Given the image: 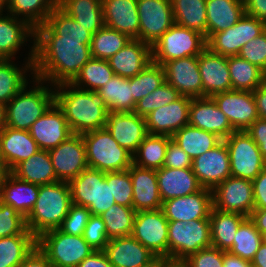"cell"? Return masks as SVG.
I'll return each instance as SVG.
<instances>
[{
    "label": "cell",
    "instance_id": "obj_1",
    "mask_svg": "<svg viewBox=\"0 0 266 267\" xmlns=\"http://www.w3.org/2000/svg\"><path fill=\"white\" fill-rule=\"evenodd\" d=\"M91 44L60 39L46 24L35 28L33 75L56 86L71 83L92 58Z\"/></svg>",
    "mask_w": 266,
    "mask_h": 267
},
{
    "label": "cell",
    "instance_id": "obj_2",
    "mask_svg": "<svg viewBox=\"0 0 266 267\" xmlns=\"http://www.w3.org/2000/svg\"><path fill=\"white\" fill-rule=\"evenodd\" d=\"M54 88L55 103L63 114L73 134L106 127L110 112L105 100L98 91H88L71 83H62Z\"/></svg>",
    "mask_w": 266,
    "mask_h": 267
},
{
    "label": "cell",
    "instance_id": "obj_3",
    "mask_svg": "<svg viewBox=\"0 0 266 267\" xmlns=\"http://www.w3.org/2000/svg\"><path fill=\"white\" fill-rule=\"evenodd\" d=\"M71 204L68 182L57 181L39 185L35 205L26 217L27 229L36 238L47 231L58 229L67 216Z\"/></svg>",
    "mask_w": 266,
    "mask_h": 267
},
{
    "label": "cell",
    "instance_id": "obj_4",
    "mask_svg": "<svg viewBox=\"0 0 266 267\" xmlns=\"http://www.w3.org/2000/svg\"><path fill=\"white\" fill-rule=\"evenodd\" d=\"M32 82L35 86L27 89L28 84L6 104L5 126L13 129L29 130L31 125L55 103L53 85L36 77ZM48 86V87H47ZM52 88V89H51Z\"/></svg>",
    "mask_w": 266,
    "mask_h": 267
},
{
    "label": "cell",
    "instance_id": "obj_5",
    "mask_svg": "<svg viewBox=\"0 0 266 267\" xmlns=\"http://www.w3.org/2000/svg\"><path fill=\"white\" fill-rule=\"evenodd\" d=\"M89 168L102 172L128 170L133 164V155L102 128L82 133Z\"/></svg>",
    "mask_w": 266,
    "mask_h": 267
},
{
    "label": "cell",
    "instance_id": "obj_6",
    "mask_svg": "<svg viewBox=\"0 0 266 267\" xmlns=\"http://www.w3.org/2000/svg\"><path fill=\"white\" fill-rule=\"evenodd\" d=\"M206 47L204 35L175 23L151 46L152 61L163 65L174 59L199 56Z\"/></svg>",
    "mask_w": 266,
    "mask_h": 267
},
{
    "label": "cell",
    "instance_id": "obj_7",
    "mask_svg": "<svg viewBox=\"0 0 266 267\" xmlns=\"http://www.w3.org/2000/svg\"><path fill=\"white\" fill-rule=\"evenodd\" d=\"M37 246L54 267H77L95 251L83 236L69 235L59 229L43 233L37 238Z\"/></svg>",
    "mask_w": 266,
    "mask_h": 267
},
{
    "label": "cell",
    "instance_id": "obj_8",
    "mask_svg": "<svg viewBox=\"0 0 266 267\" xmlns=\"http://www.w3.org/2000/svg\"><path fill=\"white\" fill-rule=\"evenodd\" d=\"M211 246L209 219L168 221V257L186 259L190 254Z\"/></svg>",
    "mask_w": 266,
    "mask_h": 267
},
{
    "label": "cell",
    "instance_id": "obj_9",
    "mask_svg": "<svg viewBox=\"0 0 266 267\" xmlns=\"http://www.w3.org/2000/svg\"><path fill=\"white\" fill-rule=\"evenodd\" d=\"M224 142L229 152L232 177L252 181L266 167L258 145L246 131H234Z\"/></svg>",
    "mask_w": 266,
    "mask_h": 267
},
{
    "label": "cell",
    "instance_id": "obj_10",
    "mask_svg": "<svg viewBox=\"0 0 266 267\" xmlns=\"http://www.w3.org/2000/svg\"><path fill=\"white\" fill-rule=\"evenodd\" d=\"M266 30V22L248 14L227 30L214 33L207 40V48L222 56L238 55L242 47Z\"/></svg>",
    "mask_w": 266,
    "mask_h": 267
},
{
    "label": "cell",
    "instance_id": "obj_11",
    "mask_svg": "<svg viewBox=\"0 0 266 267\" xmlns=\"http://www.w3.org/2000/svg\"><path fill=\"white\" fill-rule=\"evenodd\" d=\"M131 236L157 257H168V220L162 209L138 211Z\"/></svg>",
    "mask_w": 266,
    "mask_h": 267
},
{
    "label": "cell",
    "instance_id": "obj_12",
    "mask_svg": "<svg viewBox=\"0 0 266 267\" xmlns=\"http://www.w3.org/2000/svg\"><path fill=\"white\" fill-rule=\"evenodd\" d=\"M139 40L152 46L175 24L171 0H137Z\"/></svg>",
    "mask_w": 266,
    "mask_h": 267
},
{
    "label": "cell",
    "instance_id": "obj_13",
    "mask_svg": "<svg viewBox=\"0 0 266 267\" xmlns=\"http://www.w3.org/2000/svg\"><path fill=\"white\" fill-rule=\"evenodd\" d=\"M213 192V207L220 211L235 212L246 217L254 210L252 181L228 177Z\"/></svg>",
    "mask_w": 266,
    "mask_h": 267
},
{
    "label": "cell",
    "instance_id": "obj_14",
    "mask_svg": "<svg viewBox=\"0 0 266 267\" xmlns=\"http://www.w3.org/2000/svg\"><path fill=\"white\" fill-rule=\"evenodd\" d=\"M48 152L59 181L69 182L88 168L85 144L81 134H73Z\"/></svg>",
    "mask_w": 266,
    "mask_h": 267
},
{
    "label": "cell",
    "instance_id": "obj_15",
    "mask_svg": "<svg viewBox=\"0 0 266 267\" xmlns=\"http://www.w3.org/2000/svg\"><path fill=\"white\" fill-rule=\"evenodd\" d=\"M192 171L202 188L215 189L231 176L229 152L222 140L214 148L192 160Z\"/></svg>",
    "mask_w": 266,
    "mask_h": 267
},
{
    "label": "cell",
    "instance_id": "obj_16",
    "mask_svg": "<svg viewBox=\"0 0 266 267\" xmlns=\"http://www.w3.org/2000/svg\"><path fill=\"white\" fill-rule=\"evenodd\" d=\"M236 131H245L258 119L256 101L251 91L230 90L212 96Z\"/></svg>",
    "mask_w": 266,
    "mask_h": 267
},
{
    "label": "cell",
    "instance_id": "obj_17",
    "mask_svg": "<svg viewBox=\"0 0 266 267\" xmlns=\"http://www.w3.org/2000/svg\"><path fill=\"white\" fill-rule=\"evenodd\" d=\"M213 208L212 190L199 191L162 202V210L168 221L188 222L196 219H209Z\"/></svg>",
    "mask_w": 266,
    "mask_h": 267
},
{
    "label": "cell",
    "instance_id": "obj_18",
    "mask_svg": "<svg viewBox=\"0 0 266 267\" xmlns=\"http://www.w3.org/2000/svg\"><path fill=\"white\" fill-rule=\"evenodd\" d=\"M191 99L188 96H181L148 114L145 117L148 134L172 137L183 126L189 125Z\"/></svg>",
    "mask_w": 266,
    "mask_h": 267
},
{
    "label": "cell",
    "instance_id": "obj_19",
    "mask_svg": "<svg viewBox=\"0 0 266 267\" xmlns=\"http://www.w3.org/2000/svg\"><path fill=\"white\" fill-rule=\"evenodd\" d=\"M39 149L50 150L73 135L63 111L54 103L28 130Z\"/></svg>",
    "mask_w": 266,
    "mask_h": 267
},
{
    "label": "cell",
    "instance_id": "obj_20",
    "mask_svg": "<svg viewBox=\"0 0 266 267\" xmlns=\"http://www.w3.org/2000/svg\"><path fill=\"white\" fill-rule=\"evenodd\" d=\"M165 79L182 96L203 97L202 77L199 73L198 56L174 59L163 65Z\"/></svg>",
    "mask_w": 266,
    "mask_h": 267
},
{
    "label": "cell",
    "instance_id": "obj_21",
    "mask_svg": "<svg viewBox=\"0 0 266 267\" xmlns=\"http://www.w3.org/2000/svg\"><path fill=\"white\" fill-rule=\"evenodd\" d=\"M106 128L119 145L132 155L148 135L146 119L134 112H109Z\"/></svg>",
    "mask_w": 266,
    "mask_h": 267
},
{
    "label": "cell",
    "instance_id": "obj_22",
    "mask_svg": "<svg viewBox=\"0 0 266 267\" xmlns=\"http://www.w3.org/2000/svg\"><path fill=\"white\" fill-rule=\"evenodd\" d=\"M189 125L214 133L222 140L236 131L212 97L191 99Z\"/></svg>",
    "mask_w": 266,
    "mask_h": 267
},
{
    "label": "cell",
    "instance_id": "obj_23",
    "mask_svg": "<svg viewBox=\"0 0 266 267\" xmlns=\"http://www.w3.org/2000/svg\"><path fill=\"white\" fill-rule=\"evenodd\" d=\"M199 73L202 77L203 97L231 90L228 57L205 48L198 56Z\"/></svg>",
    "mask_w": 266,
    "mask_h": 267
},
{
    "label": "cell",
    "instance_id": "obj_24",
    "mask_svg": "<svg viewBox=\"0 0 266 267\" xmlns=\"http://www.w3.org/2000/svg\"><path fill=\"white\" fill-rule=\"evenodd\" d=\"M104 252L113 267H144L157 258L131 235L111 238Z\"/></svg>",
    "mask_w": 266,
    "mask_h": 267
},
{
    "label": "cell",
    "instance_id": "obj_25",
    "mask_svg": "<svg viewBox=\"0 0 266 267\" xmlns=\"http://www.w3.org/2000/svg\"><path fill=\"white\" fill-rule=\"evenodd\" d=\"M132 180L133 208L136 212L162 208L157 170L132 164L129 168Z\"/></svg>",
    "mask_w": 266,
    "mask_h": 267
},
{
    "label": "cell",
    "instance_id": "obj_26",
    "mask_svg": "<svg viewBox=\"0 0 266 267\" xmlns=\"http://www.w3.org/2000/svg\"><path fill=\"white\" fill-rule=\"evenodd\" d=\"M108 62L114 75L132 78L152 62L151 46L139 39H131L121 50L111 56Z\"/></svg>",
    "mask_w": 266,
    "mask_h": 267
},
{
    "label": "cell",
    "instance_id": "obj_27",
    "mask_svg": "<svg viewBox=\"0 0 266 267\" xmlns=\"http://www.w3.org/2000/svg\"><path fill=\"white\" fill-rule=\"evenodd\" d=\"M105 26L139 39L137 0H102Z\"/></svg>",
    "mask_w": 266,
    "mask_h": 267
},
{
    "label": "cell",
    "instance_id": "obj_28",
    "mask_svg": "<svg viewBox=\"0 0 266 267\" xmlns=\"http://www.w3.org/2000/svg\"><path fill=\"white\" fill-rule=\"evenodd\" d=\"M39 149L29 131L4 126L0 130V156L12 170L17 164L34 155Z\"/></svg>",
    "mask_w": 266,
    "mask_h": 267
},
{
    "label": "cell",
    "instance_id": "obj_29",
    "mask_svg": "<svg viewBox=\"0 0 266 267\" xmlns=\"http://www.w3.org/2000/svg\"><path fill=\"white\" fill-rule=\"evenodd\" d=\"M157 180L162 202L193 194L202 188L192 168L162 167L157 169Z\"/></svg>",
    "mask_w": 266,
    "mask_h": 267
},
{
    "label": "cell",
    "instance_id": "obj_30",
    "mask_svg": "<svg viewBox=\"0 0 266 267\" xmlns=\"http://www.w3.org/2000/svg\"><path fill=\"white\" fill-rule=\"evenodd\" d=\"M0 15V60H14L13 57L29 37H35V28L27 21L13 15Z\"/></svg>",
    "mask_w": 266,
    "mask_h": 267
},
{
    "label": "cell",
    "instance_id": "obj_31",
    "mask_svg": "<svg viewBox=\"0 0 266 267\" xmlns=\"http://www.w3.org/2000/svg\"><path fill=\"white\" fill-rule=\"evenodd\" d=\"M244 14V0H206L207 40L232 27Z\"/></svg>",
    "mask_w": 266,
    "mask_h": 267
},
{
    "label": "cell",
    "instance_id": "obj_32",
    "mask_svg": "<svg viewBox=\"0 0 266 267\" xmlns=\"http://www.w3.org/2000/svg\"><path fill=\"white\" fill-rule=\"evenodd\" d=\"M11 174L16 178L37 185L59 181L55 175L48 150H38L34 155L17 164Z\"/></svg>",
    "mask_w": 266,
    "mask_h": 267
},
{
    "label": "cell",
    "instance_id": "obj_33",
    "mask_svg": "<svg viewBox=\"0 0 266 267\" xmlns=\"http://www.w3.org/2000/svg\"><path fill=\"white\" fill-rule=\"evenodd\" d=\"M38 192L39 185L22 181L10 174L2 186L0 201L12 206L26 218L35 205Z\"/></svg>",
    "mask_w": 266,
    "mask_h": 267
},
{
    "label": "cell",
    "instance_id": "obj_34",
    "mask_svg": "<svg viewBox=\"0 0 266 267\" xmlns=\"http://www.w3.org/2000/svg\"><path fill=\"white\" fill-rule=\"evenodd\" d=\"M33 61L34 43L23 68L18 67L12 60H0V102L6 105L29 83L26 73L30 70L33 74Z\"/></svg>",
    "mask_w": 266,
    "mask_h": 267
},
{
    "label": "cell",
    "instance_id": "obj_35",
    "mask_svg": "<svg viewBox=\"0 0 266 267\" xmlns=\"http://www.w3.org/2000/svg\"><path fill=\"white\" fill-rule=\"evenodd\" d=\"M58 7L92 34L105 26L102 0H58Z\"/></svg>",
    "mask_w": 266,
    "mask_h": 267
},
{
    "label": "cell",
    "instance_id": "obj_36",
    "mask_svg": "<svg viewBox=\"0 0 266 267\" xmlns=\"http://www.w3.org/2000/svg\"><path fill=\"white\" fill-rule=\"evenodd\" d=\"M246 218L242 214L220 211L213 207L209 217L211 225V246L228 251L233 245L235 233Z\"/></svg>",
    "mask_w": 266,
    "mask_h": 267
},
{
    "label": "cell",
    "instance_id": "obj_37",
    "mask_svg": "<svg viewBox=\"0 0 266 267\" xmlns=\"http://www.w3.org/2000/svg\"><path fill=\"white\" fill-rule=\"evenodd\" d=\"M231 90L251 91L266 82V73L239 55L228 57Z\"/></svg>",
    "mask_w": 266,
    "mask_h": 267
},
{
    "label": "cell",
    "instance_id": "obj_38",
    "mask_svg": "<svg viewBox=\"0 0 266 267\" xmlns=\"http://www.w3.org/2000/svg\"><path fill=\"white\" fill-rule=\"evenodd\" d=\"M111 112H133L136 103L132 96V78L114 75L97 90Z\"/></svg>",
    "mask_w": 266,
    "mask_h": 267
},
{
    "label": "cell",
    "instance_id": "obj_39",
    "mask_svg": "<svg viewBox=\"0 0 266 267\" xmlns=\"http://www.w3.org/2000/svg\"><path fill=\"white\" fill-rule=\"evenodd\" d=\"M171 2L175 23L198 31L207 41L206 0H171Z\"/></svg>",
    "mask_w": 266,
    "mask_h": 267
},
{
    "label": "cell",
    "instance_id": "obj_40",
    "mask_svg": "<svg viewBox=\"0 0 266 267\" xmlns=\"http://www.w3.org/2000/svg\"><path fill=\"white\" fill-rule=\"evenodd\" d=\"M172 139L192 160L214 148L222 141L216 134L191 125L183 126L172 136Z\"/></svg>",
    "mask_w": 266,
    "mask_h": 267
},
{
    "label": "cell",
    "instance_id": "obj_41",
    "mask_svg": "<svg viewBox=\"0 0 266 267\" xmlns=\"http://www.w3.org/2000/svg\"><path fill=\"white\" fill-rule=\"evenodd\" d=\"M57 7L58 0H7L6 14L21 17L36 28L45 24L50 13Z\"/></svg>",
    "mask_w": 266,
    "mask_h": 267
},
{
    "label": "cell",
    "instance_id": "obj_42",
    "mask_svg": "<svg viewBox=\"0 0 266 267\" xmlns=\"http://www.w3.org/2000/svg\"><path fill=\"white\" fill-rule=\"evenodd\" d=\"M172 137L148 134L133 154V164L148 169H160L165 162L168 143Z\"/></svg>",
    "mask_w": 266,
    "mask_h": 267
},
{
    "label": "cell",
    "instance_id": "obj_43",
    "mask_svg": "<svg viewBox=\"0 0 266 267\" xmlns=\"http://www.w3.org/2000/svg\"><path fill=\"white\" fill-rule=\"evenodd\" d=\"M37 246V238L27 229L23 234L0 239V267H16Z\"/></svg>",
    "mask_w": 266,
    "mask_h": 267
},
{
    "label": "cell",
    "instance_id": "obj_44",
    "mask_svg": "<svg viewBox=\"0 0 266 267\" xmlns=\"http://www.w3.org/2000/svg\"><path fill=\"white\" fill-rule=\"evenodd\" d=\"M113 76L114 72L110 68L108 60L91 58L71 84L83 90L97 91Z\"/></svg>",
    "mask_w": 266,
    "mask_h": 267
},
{
    "label": "cell",
    "instance_id": "obj_45",
    "mask_svg": "<svg viewBox=\"0 0 266 267\" xmlns=\"http://www.w3.org/2000/svg\"><path fill=\"white\" fill-rule=\"evenodd\" d=\"M262 243V234L247 217L235 233L233 245L228 252L251 262Z\"/></svg>",
    "mask_w": 266,
    "mask_h": 267
},
{
    "label": "cell",
    "instance_id": "obj_46",
    "mask_svg": "<svg viewBox=\"0 0 266 267\" xmlns=\"http://www.w3.org/2000/svg\"><path fill=\"white\" fill-rule=\"evenodd\" d=\"M45 24L60 39L82 40V44H91L93 34L77 23L59 7L55 8L48 16Z\"/></svg>",
    "mask_w": 266,
    "mask_h": 267
},
{
    "label": "cell",
    "instance_id": "obj_47",
    "mask_svg": "<svg viewBox=\"0 0 266 267\" xmlns=\"http://www.w3.org/2000/svg\"><path fill=\"white\" fill-rule=\"evenodd\" d=\"M130 40L126 34L104 26L92 36L90 45L91 57L109 60Z\"/></svg>",
    "mask_w": 266,
    "mask_h": 267
},
{
    "label": "cell",
    "instance_id": "obj_48",
    "mask_svg": "<svg viewBox=\"0 0 266 267\" xmlns=\"http://www.w3.org/2000/svg\"><path fill=\"white\" fill-rule=\"evenodd\" d=\"M136 213L133 207L115 204L99 215L105 223L108 238L130 236Z\"/></svg>",
    "mask_w": 266,
    "mask_h": 267
},
{
    "label": "cell",
    "instance_id": "obj_49",
    "mask_svg": "<svg viewBox=\"0 0 266 267\" xmlns=\"http://www.w3.org/2000/svg\"><path fill=\"white\" fill-rule=\"evenodd\" d=\"M165 79L164 67L155 62L149 63L138 75L132 77V96L134 102L152 93Z\"/></svg>",
    "mask_w": 266,
    "mask_h": 267
},
{
    "label": "cell",
    "instance_id": "obj_50",
    "mask_svg": "<svg viewBox=\"0 0 266 267\" xmlns=\"http://www.w3.org/2000/svg\"><path fill=\"white\" fill-rule=\"evenodd\" d=\"M68 183L73 204L88 208L95 203L96 169L88 167Z\"/></svg>",
    "mask_w": 266,
    "mask_h": 267
},
{
    "label": "cell",
    "instance_id": "obj_51",
    "mask_svg": "<svg viewBox=\"0 0 266 267\" xmlns=\"http://www.w3.org/2000/svg\"><path fill=\"white\" fill-rule=\"evenodd\" d=\"M181 96L182 95L172 85L165 81L152 93L136 102L133 112L145 118L153 110L168 105L170 102L177 100Z\"/></svg>",
    "mask_w": 266,
    "mask_h": 267
},
{
    "label": "cell",
    "instance_id": "obj_52",
    "mask_svg": "<svg viewBox=\"0 0 266 267\" xmlns=\"http://www.w3.org/2000/svg\"><path fill=\"white\" fill-rule=\"evenodd\" d=\"M105 179L111 182L112 196L116 204L133 207L132 180L128 170L106 172Z\"/></svg>",
    "mask_w": 266,
    "mask_h": 267
},
{
    "label": "cell",
    "instance_id": "obj_53",
    "mask_svg": "<svg viewBox=\"0 0 266 267\" xmlns=\"http://www.w3.org/2000/svg\"><path fill=\"white\" fill-rule=\"evenodd\" d=\"M26 230V218L12 206L0 201V239L23 234Z\"/></svg>",
    "mask_w": 266,
    "mask_h": 267
},
{
    "label": "cell",
    "instance_id": "obj_54",
    "mask_svg": "<svg viewBox=\"0 0 266 267\" xmlns=\"http://www.w3.org/2000/svg\"><path fill=\"white\" fill-rule=\"evenodd\" d=\"M90 216L91 212L87 207L72 203L58 229L69 235L82 236Z\"/></svg>",
    "mask_w": 266,
    "mask_h": 267
},
{
    "label": "cell",
    "instance_id": "obj_55",
    "mask_svg": "<svg viewBox=\"0 0 266 267\" xmlns=\"http://www.w3.org/2000/svg\"><path fill=\"white\" fill-rule=\"evenodd\" d=\"M115 204L111 191V182L106 181L105 172L96 169L95 203H91L88 207L91 215H101Z\"/></svg>",
    "mask_w": 266,
    "mask_h": 267
},
{
    "label": "cell",
    "instance_id": "obj_56",
    "mask_svg": "<svg viewBox=\"0 0 266 267\" xmlns=\"http://www.w3.org/2000/svg\"><path fill=\"white\" fill-rule=\"evenodd\" d=\"M83 238L95 251H104L108 241L105 223L99 215H91L83 232Z\"/></svg>",
    "mask_w": 266,
    "mask_h": 267
},
{
    "label": "cell",
    "instance_id": "obj_57",
    "mask_svg": "<svg viewBox=\"0 0 266 267\" xmlns=\"http://www.w3.org/2000/svg\"><path fill=\"white\" fill-rule=\"evenodd\" d=\"M238 55L266 73V30L246 43Z\"/></svg>",
    "mask_w": 266,
    "mask_h": 267
},
{
    "label": "cell",
    "instance_id": "obj_58",
    "mask_svg": "<svg viewBox=\"0 0 266 267\" xmlns=\"http://www.w3.org/2000/svg\"><path fill=\"white\" fill-rule=\"evenodd\" d=\"M223 253L224 250L210 246L190 254L186 260L190 267H223Z\"/></svg>",
    "mask_w": 266,
    "mask_h": 267
},
{
    "label": "cell",
    "instance_id": "obj_59",
    "mask_svg": "<svg viewBox=\"0 0 266 267\" xmlns=\"http://www.w3.org/2000/svg\"><path fill=\"white\" fill-rule=\"evenodd\" d=\"M163 167L169 168H192V159L189 155L176 143L170 140L167 146L165 162Z\"/></svg>",
    "mask_w": 266,
    "mask_h": 267
},
{
    "label": "cell",
    "instance_id": "obj_60",
    "mask_svg": "<svg viewBox=\"0 0 266 267\" xmlns=\"http://www.w3.org/2000/svg\"><path fill=\"white\" fill-rule=\"evenodd\" d=\"M245 131L258 145L263 158L266 160V119H256Z\"/></svg>",
    "mask_w": 266,
    "mask_h": 267
},
{
    "label": "cell",
    "instance_id": "obj_61",
    "mask_svg": "<svg viewBox=\"0 0 266 267\" xmlns=\"http://www.w3.org/2000/svg\"><path fill=\"white\" fill-rule=\"evenodd\" d=\"M254 209H266V167L252 180Z\"/></svg>",
    "mask_w": 266,
    "mask_h": 267
},
{
    "label": "cell",
    "instance_id": "obj_62",
    "mask_svg": "<svg viewBox=\"0 0 266 267\" xmlns=\"http://www.w3.org/2000/svg\"><path fill=\"white\" fill-rule=\"evenodd\" d=\"M16 267H54L48 257L36 246Z\"/></svg>",
    "mask_w": 266,
    "mask_h": 267
},
{
    "label": "cell",
    "instance_id": "obj_63",
    "mask_svg": "<svg viewBox=\"0 0 266 267\" xmlns=\"http://www.w3.org/2000/svg\"><path fill=\"white\" fill-rule=\"evenodd\" d=\"M245 13L266 22V0H244Z\"/></svg>",
    "mask_w": 266,
    "mask_h": 267
},
{
    "label": "cell",
    "instance_id": "obj_64",
    "mask_svg": "<svg viewBox=\"0 0 266 267\" xmlns=\"http://www.w3.org/2000/svg\"><path fill=\"white\" fill-rule=\"evenodd\" d=\"M77 267H113L104 251H94Z\"/></svg>",
    "mask_w": 266,
    "mask_h": 267
},
{
    "label": "cell",
    "instance_id": "obj_65",
    "mask_svg": "<svg viewBox=\"0 0 266 267\" xmlns=\"http://www.w3.org/2000/svg\"><path fill=\"white\" fill-rule=\"evenodd\" d=\"M258 117L266 119V82L253 91Z\"/></svg>",
    "mask_w": 266,
    "mask_h": 267
},
{
    "label": "cell",
    "instance_id": "obj_66",
    "mask_svg": "<svg viewBox=\"0 0 266 267\" xmlns=\"http://www.w3.org/2000/svg\"><path fill=\"white\" fill-rule=\"evenodd\" d=\"M223 267H252L251 262L233 255L228 251L223 253Z\"/></svg>",
    "mask_w": 266,
    "mask_h": 267
},
{
    "label": "cell",
    "instance_id": "obj_67",
    "mask_svg": "<svg viewBox=\"0 0 266 267\" xmlns=\"http://www.w3.org/2000/svg\"><path fill=\"white\" fill-rule=\"evenodd\" d=\"M249 218L262 235L266 233V209H254Z\"/></svg>",
    "mask_w": 266,
    "mask_h": 267
},
{
    "label": "cell",
    "instance_id": "obj_68",
    "mask_svg": "<svg viewBox=\"0 0 266 267\" xmlns=\"http://www.w3.org/2000/svg\"><path fill=\"white\" fill-rule=\"evenodd\" d=\"M159 267H190L186 259L159 257Z\"/></svg>",
    "mask_w": 266,
    "mask_h": 267
},
{
    "label": "cell",
    "instance_id": "obj_69",
    "mask_svg": "<svg viewBox=\"0 0 266 267\" xmlns=\"http://www.w3.org/2000/svg\"><path fill=\"white\" fill-rule=\"evenodd\" d=\"M252 267H266V243H262L251 261Z\"/></svg>",
    "mask_w": 266,
    "mask_h": 267
},
{
    "label": "cell",
    "instance_id": "obj_70",
    "mask_svg": "<svg viewBox=\"0 0 266 267\" xmlns=\"http://www.w3.org/2000/svg\"><path fill=\"white\" fill-rule=\"evenodd\" d=\"M10 174L11 170L9 169L8 165L2 159H0V192Z\"/></svg>",
    "mask_w": 266,
    "mask_h": 267
},
{
    "label": "cell",
    "instance_id": "obj_71",
    "mask_svg": "<svg viewBox=\"0 0 266 267\" xmlns=\"http://www.w3.org/2000/svg\"><path fill=\"white\" fill-rule=\"evenodd\" d=\"M6 123V105L0 102V130L5 126Z\"/></svg>",
    "mask_w": 266,
    "mask_h": 267
},
{
    "label": "cell",
    "instance_id": "obj_72",
    "mask_svg": "<svg viewBox=\"0 0 266 267\" xmlns=\"http://www.w3.org/2000/svg\"><path fill=\"white\" fill-rule=\"evenodd\" d=\"M7 0H0V15L6 10ZM4 9V10H3Z\"/></svg>",
    "mask_w": 266,
    "mask_h": 267
},
{
    "label": "cell",
    "instance_id": "obj_73",
    "mask_svg": "<svg viewBox=\"0 0 266 267\" xmlns=\"http://www.w3.org/2000/svg\"><path fill=\"white\" fill-rule=\"evenodd\" d=\"M144 267H159V257H157L152 263H150Z\"/></svg>",
    "mask_w": 266,
    "mask_h": 267
},
{
    "label": "cell",
    "instance_id": "obj_74",
    "mask_svg": "<svg viewBox=\"0 0 266 267\" xmlns=\"http://www.w3.org/2000/svg\"><path fill=\"white\" fill-rule=\"evenodd\" d=\"M262 236H263V242L266 243V233H264Z\"/></svg>",
    "mask_w": 266,
    "mask_h": 267
}]
</instances>
